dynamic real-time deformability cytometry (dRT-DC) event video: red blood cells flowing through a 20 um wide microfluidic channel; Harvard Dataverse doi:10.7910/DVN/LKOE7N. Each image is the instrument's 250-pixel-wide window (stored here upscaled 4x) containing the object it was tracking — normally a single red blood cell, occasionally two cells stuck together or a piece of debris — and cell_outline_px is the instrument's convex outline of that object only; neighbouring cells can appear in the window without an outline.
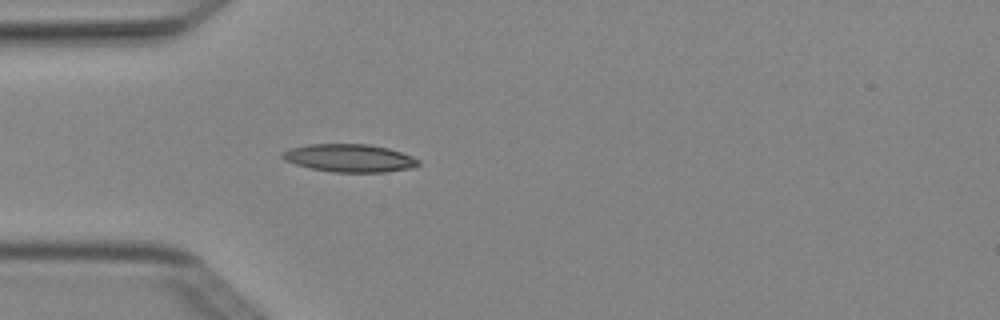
{"species": "Egyptian fruit bat (a non-hibernating species)", "species_latin": "Rousettus aegyptiacus", "temperature_condition": "cold", "stored_images_in_passage": 3, "camera_frame_rate_fps": 3000, "um_per_image_px": 0.085, "animal": {"sex": "female"}, "frame": {"image": 1, "passage_image": 3, "time_ms": 0.667, "image_size_px": [1000, 320], "cell_outline_px": [[420, 164], [412, 168], [384, 172], [332, 172], [312, 168], [296, 164], [284, 160], [280, 156], [280, 152], [288, 148], [308, 144], [368, 144], [388, 148], [412, 156], [420, 160]], "centroid_in_image_um": [29.68, 13.43], "position_along_channel_um": 55.3, "area_um2": 22.2}}